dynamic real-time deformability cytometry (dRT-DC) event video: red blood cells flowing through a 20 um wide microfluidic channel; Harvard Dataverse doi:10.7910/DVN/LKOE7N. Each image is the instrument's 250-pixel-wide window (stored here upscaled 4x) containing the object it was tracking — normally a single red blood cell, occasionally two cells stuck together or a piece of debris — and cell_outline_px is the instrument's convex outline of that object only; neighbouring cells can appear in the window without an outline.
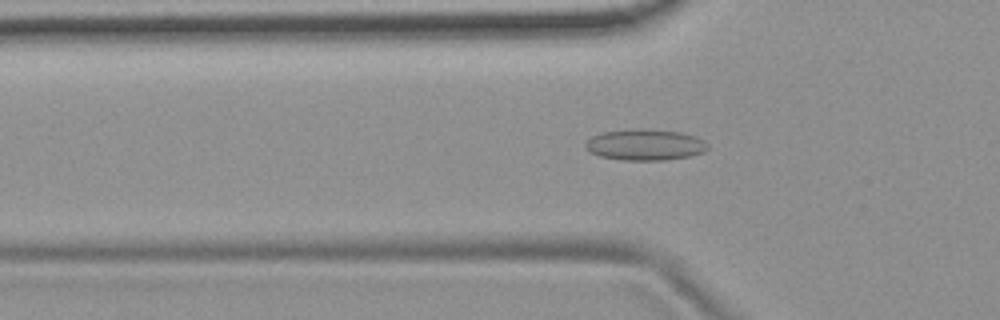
{"species": "common noctule bat (a hibernating species)", "species_latin": "Nyctalus noctula", "temperature_condition": "room temperature", "stored_images_in_passage": 54, "camera_frame_rate_fps": 3000, "um_per_image_px": 0.085, "animal": {"sex": "female", "body_mass_g": 19.9}, "frame": {"image": 1, "passage_image": 18, "time_ms": 5.667, "image_size_px": [1000, 320], "cell_outline_px": [[708, 148], [704, 152], [692, 156], [668, 160], [620, 160], [600, 156], [588, 152], [584, 148], [584, 144], [592, 136], [604, 132], [632, 128], [640, 128], [680, 132], [696, 136], [708, 144]], "centroid_in_image_um": [54.82, 12.31], "position_along_channel_um": 71.0, "area_um2": 22.48}}
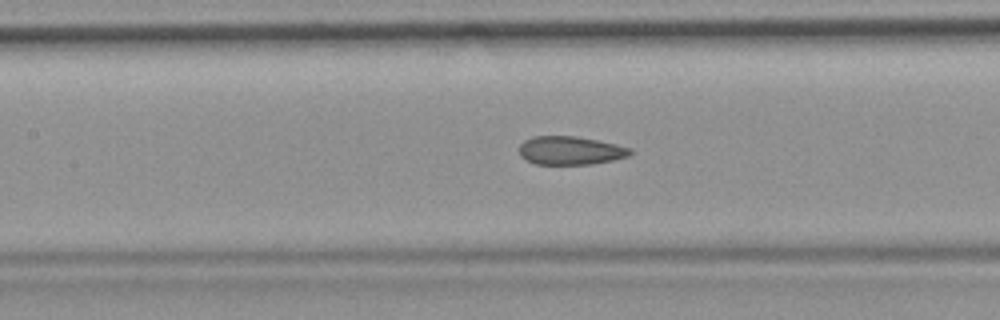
{"frame": {"image": 2, "passage_image": 25, "time_ms": 8.0, "image_size_px": [1000, 320], "cell_outline_px": [[632, 156], [592, 164], [536, 164], [520, 156], [520, 144], [524, 140], [532, 136], [576, 136], [616, 144], [632, 148]], "centroid_in_image_um": [48.51, 12.79], "position_along_channel_um": 158.9, "area_um2": 18.44}}
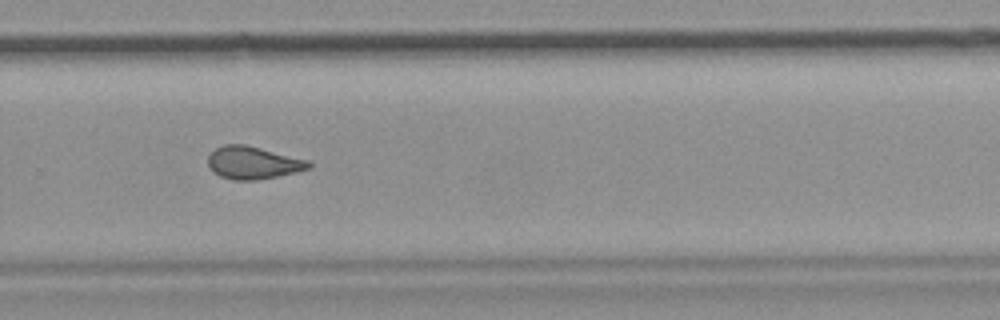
{"frame": {"image": 3, "passage_image": 37, "time_ms": 12.0, "image_size_px": [1000, 320], "cell_outline_px": [[312, 168], [296, 172], [256, 180], [232, 180], [220, 176], [212, 172], [208, 164], [208, 156], [216, 148], [224, 144], [244, 144], [308, 160], [312, 164]], "centroid_in_image_um": [21.49, 13.84], "position_along_channel_um": 308.3, "area_um2": 19.07}, "authors_computed_cell_mechanics": {"area_um2": 19.5653, "velocity_mm_per_s": 3.7466, "shape_relaxation_time_tau1_ms": null, "shape_relaxation_time_tau2_ms": 1.8125, "deformation_change_tau1": null, "deformation_change_tau2": 0.0782}}